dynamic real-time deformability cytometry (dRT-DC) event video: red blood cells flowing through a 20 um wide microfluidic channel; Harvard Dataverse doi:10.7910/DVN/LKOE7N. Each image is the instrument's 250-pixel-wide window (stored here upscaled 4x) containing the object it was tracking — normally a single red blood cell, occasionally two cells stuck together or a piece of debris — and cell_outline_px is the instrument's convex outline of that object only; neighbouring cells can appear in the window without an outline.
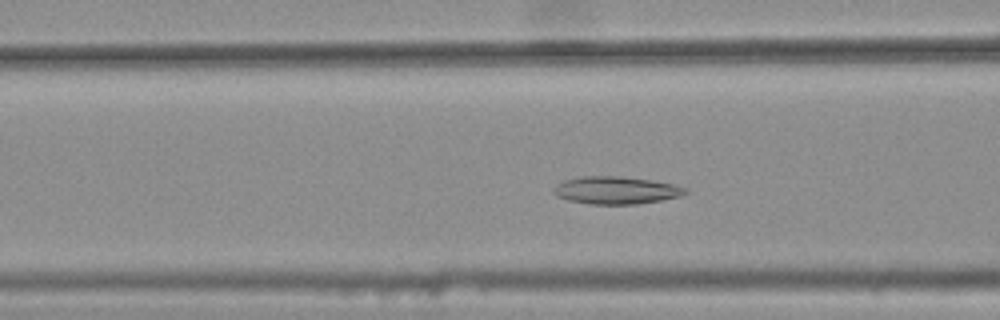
{"species": "common noctule bat (a hibernating species)", "species_latin": "Nyctalus noctula", "temperature_condition": "warm", "stored_images_in_passage": 34, "camera_frame_rate_fps": 3000, "um_per_image_px": 0.085, "animal": {"sex": "female", "body_mass_g": 25.1}, "frame": {"image": 1, "passage_image": 11, "time_ms": 3.333, "image_size_px": [1000, 320], "cell_outline_px": [[692, 192], [680, 196], [660, 200], [636, 204], [588, 204], [568, 200], [556, 196], [552, 192], [552, 188], [556, 184], [564, 180], [580, 176], [616, 176], [652, 180], [672, 184], [688, 188]], "centroid_in_image_um": [52.35, 16.17], "position_along_channel_um": 114.3, "area_um2": 21.33}}
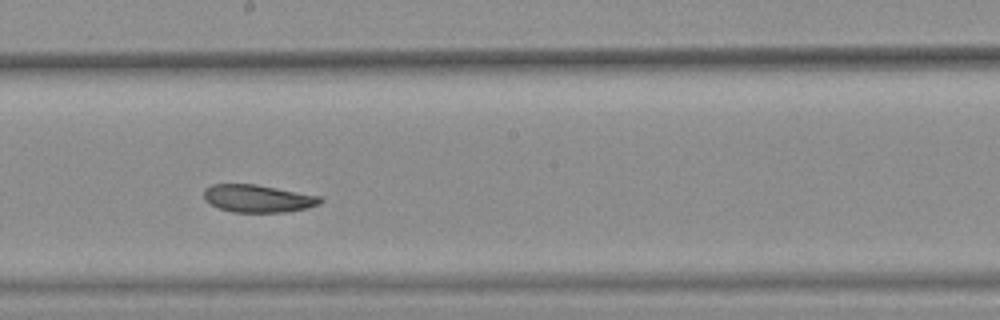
{"frame": {"image": 2, "passage_image": 20, "time_ms": 6.333, "image_size_px": [1000, 320], "cell_outline_px": [[324, 200], [320, 204], [308, 208], [288, 212], [232, 212], [216, 208], [208, 204], [204, 200], [204, 188], [212, 184], [256, 184], [320, 196]], "centroid_in_image_um": [21.89, 16.88], "position_along_channel_um": 226.3, "area_um2": 19.02}}
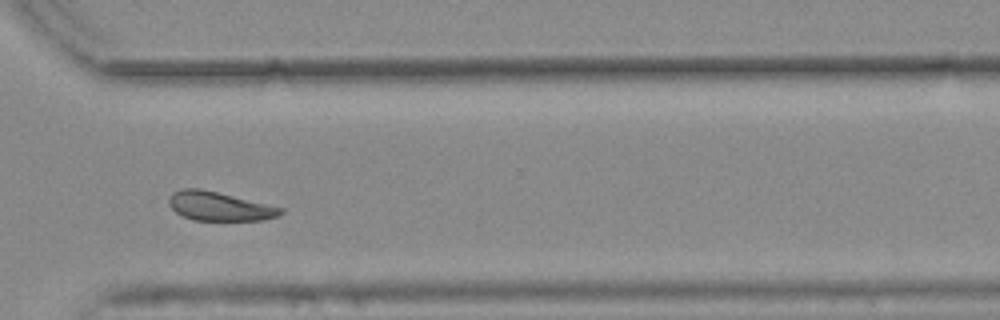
{"frame": {"image": 3, "passage_image": 30, "time_ms": 9.667, "image_size_px": [1000, 320], "cell_outline_px": [[284, 212], [280, 216], [264, 220], [192, 220], [176, 212], [168, 204], [168, 196], [172, 192], [180, 188], [200, 188], [284, 208]], "centroid_in_image_um": [18.63, 17.53], "position_along_channel_um": 352.0, "area_um2": 18.9}, "authors_computed_cell_mechanics": {"area_um2": 19.7965, "velocity_mm_per_s": 3.747, "shape_relaxation_time_tau1_ms": null, "shape_relaxation_time_tau2_ms": 5.883, "deformation_change_tau1": null, "deformation_change_tau2": 0.1032}}